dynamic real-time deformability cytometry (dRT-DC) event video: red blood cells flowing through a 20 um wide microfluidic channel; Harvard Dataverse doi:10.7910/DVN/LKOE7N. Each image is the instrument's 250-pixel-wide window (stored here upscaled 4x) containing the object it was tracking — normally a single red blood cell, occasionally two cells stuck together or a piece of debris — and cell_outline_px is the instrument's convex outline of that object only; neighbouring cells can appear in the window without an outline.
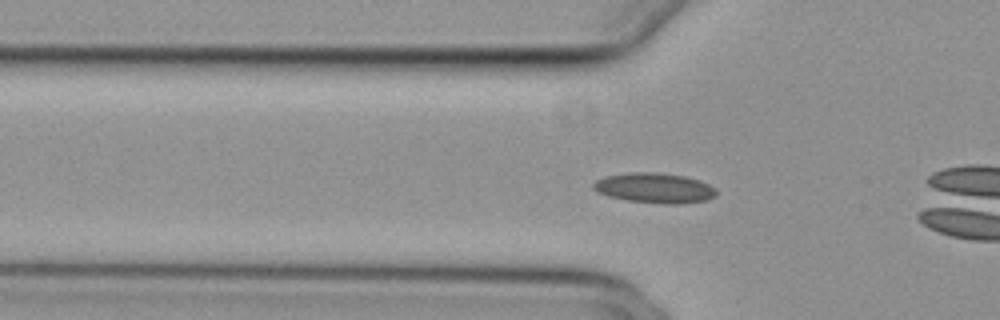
{"species": "common noctule bat (a hibernating species)", "species_latin": "Nyctalus noctula", "temperature_condition": "cold", "stored_images_in_passage": 44, "camera_frame_rate_fps": 3000, "um_per_image_px": 0.085, "animal": {"sex": "female", "body_mass_g": 29.2, "forearm_length_mm": 56.3}, "frame": {"image": 1, "passage_image": 7, "time_ms": 2.0, "image_size_px": [1000, 320], "cell_outline_px": [[716, 196], [708, 200], [680, 204], [660, 204], [628, 200], [608, 196], [596, 192], [592, 188], [592, 184], [596, 180], [604, 176], [628, 172], [656, 172], [684, 176], [700, 180], [716, 188]], "centroid_in_image_um": [55.63, 15.98], "position_along_channel_um": 70.2, "area_um2": 21.85}}
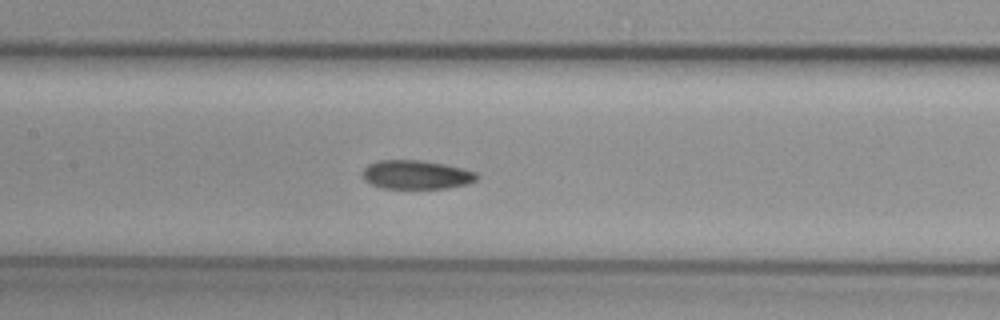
{"frame": {"image": 2, "passage_image": 15, "time_ms": 4.667, "image_size_px": [1000, 320], "cell_outline_px": [[480, 176], [476, 180], [468, 184], [448, 188], [380, 188], [364, 180], [364, 168], [368, 164], [380, 160], [420, 160], [444, 164], [464, 168], [476, 172]], "centroid_in_image_um": [35.43, 14.85], "position_along_channel_um": 172.0, "area_um2": 19.25}}
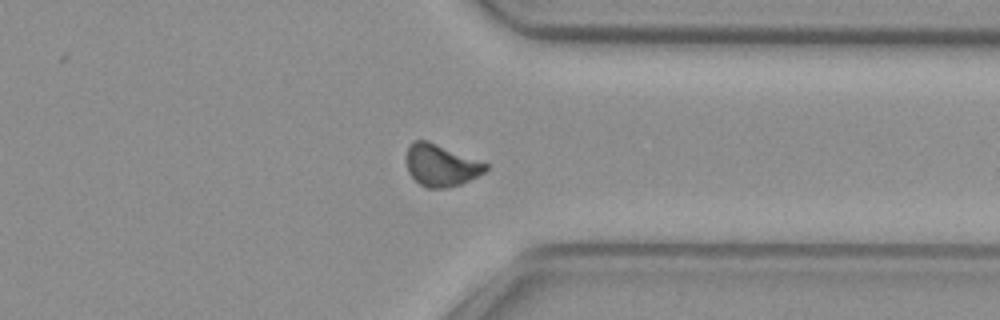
{"frame": {"image": 3, "passage_image": 31, "time_ms": 10.0, "image_size_px": [1000, 320], "cell_outline_px": [[488, 168], [484, 172], [460, 184], [444, 188], [428, 188], [420, 184], [408, 172], [408, 148], [412, 140], [428, 140], [488, 164]], "centroid_in_image_um": [37.48, 14.04], "position_along_channel_um": 373.9, "area_um2": 18.96}, "authors_computed_cell_mechanics": {"area_um2": 19.2474, "velocity_mm_per_s": 3.8315, "shape_relaxation_time_tau1_ms": 8.5251, "shape_relaxation_time_tau2_ms": 7.9282, "deformation_change_tau1": 0.1305, "deformation_change_tau2": 0.1001}}